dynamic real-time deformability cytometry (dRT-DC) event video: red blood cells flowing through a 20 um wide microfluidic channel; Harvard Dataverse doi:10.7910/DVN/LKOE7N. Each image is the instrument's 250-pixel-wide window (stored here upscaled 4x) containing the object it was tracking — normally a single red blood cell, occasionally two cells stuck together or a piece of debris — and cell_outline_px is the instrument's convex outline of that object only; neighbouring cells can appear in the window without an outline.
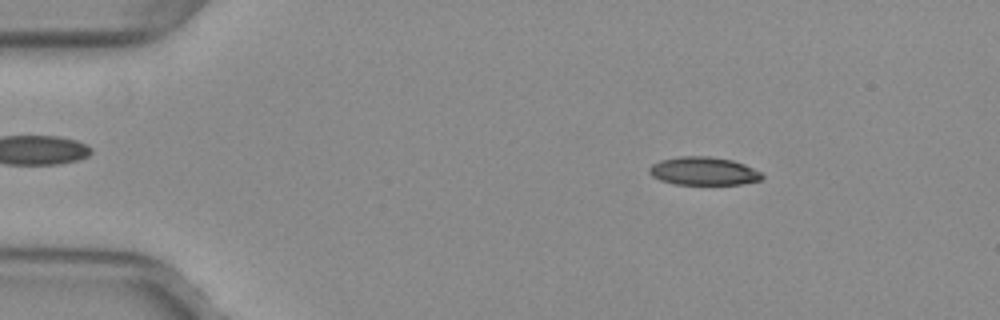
{"species": "common noctule bat (a hibernating species)", "species_latin": "Nyctalus noctula", "temperature_condition": "warm", "stored_images_in_passage": 52, "camera_frame_rate_fps": 3000, "um_per_image_px": 0.085, "animal": {"sex": "female", "body_mass_g": 29.2, "forearm_length_mm": 56.3}, "frame": {"image": 1, "passage_image": 8, "time_ms": 2.333, "image_size_px": [1000, 320], "cell_outline_px": [[764, 176], [760, 180], [740, 184], [676, 184], [660, 180], [652, 176], [648, 172], [648, 168], [652, 164], [660, 160], [680, 156], [708, 156], [732, 160], [744, 164], [760, 172]], "centroid_in_image_um": [59.77, 14.54], "position_along_channel_um": 25.2, "area_um2": 18.44}}
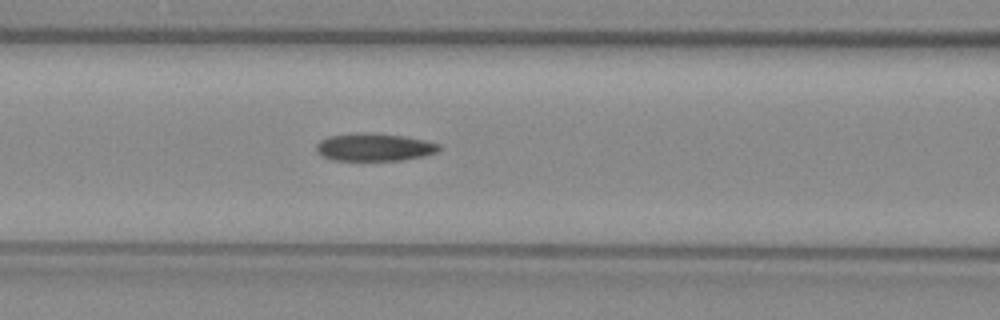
{"frame": {"image": 2, "passage_image": 22, "time_ms": 7.0, "image_size_px": [1000, 320], "cell_outline_px": [[440, 148], [436, 152], [424, 156], [404, 160], [332, 160], [320, 156], [316, 152], [316, 144], [320, 140], [328, 136], [356, 132], [368, 132], [404, 136], [424, 140], [440, 144]], "centroid_in_image_um": [31.77, 12.5], "position_along_channel_um": 134.8, "area_um2": 20.06}}
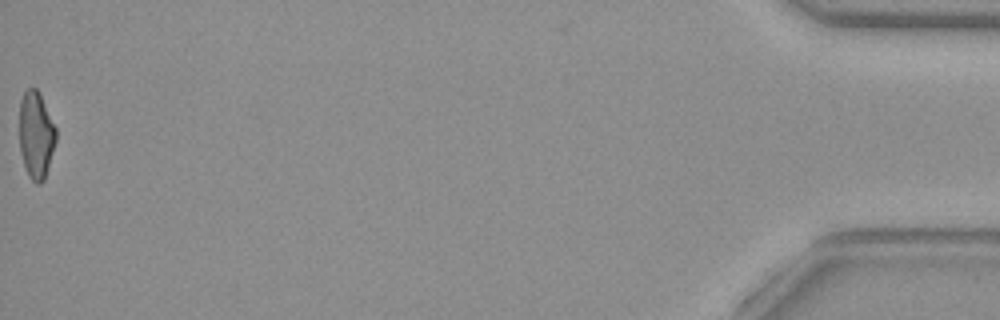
{"frame": {"image": 3, "passage_image": 52, "time_ms": 17.0, "image_size_px": [1000, 320], "cell_outline_px": [[56, 140], [44, 180], [40, 184], [36, 184], [28, 176], [20, 152], [20, 100], [24, 92], [28, 88], [36, 88], [40, 92], [56, 128]], "centroid_in_image_um": [3.06, 11.46], "position_along_channel_um": 432.1, "area_um2": 18.55}, "authors_computed_cell_mechanics": {"area_um2": 19.652, "velocity_mm_per_s": 4.0161, "shape_relaxation_time_tau1_ms": null, "shape_relaxation_time_tau2_ms": 3.4983, "deformation_change_tau1": null, "deformation_change_tau2": 0.1176}}